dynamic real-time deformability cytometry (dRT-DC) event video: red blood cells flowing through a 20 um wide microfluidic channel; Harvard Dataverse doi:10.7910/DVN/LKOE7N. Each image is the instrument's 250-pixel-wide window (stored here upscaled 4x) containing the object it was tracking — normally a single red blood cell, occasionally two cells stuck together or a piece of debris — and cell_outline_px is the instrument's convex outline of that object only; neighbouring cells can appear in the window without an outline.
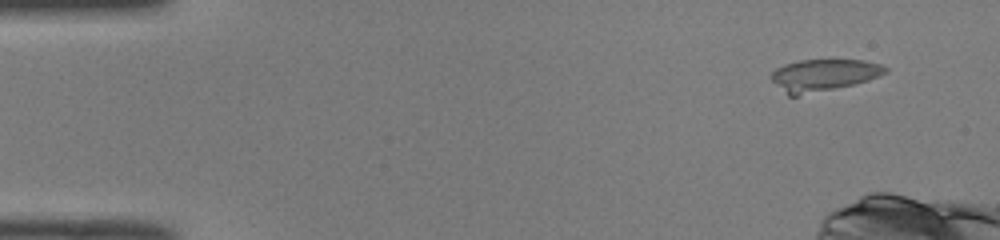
{"species": "common noctule bat (a hibernating species)", "species_latin": "Nyctalus noctula", "temperature_condition": "room temperature", "stored_images_in_passage": 38, "camera_frame_rate_fps": 3000, "um_per_image_px": 0.085, "animal": {"sex": "male", "body_mass_g": 19.0, "forearm_length_mm": 50.8}, "frame": {"image": 1, "passage_image": 1, "time_ms": 0.0, "image_size_px": [1000, 240], "cell_outline_px": [[888, 72], [880, 76], [868, 80], [852, 84], [796, 96], [788, 96], [768, 76], [776, 68], [784, 64], [800, 60], [864, 60], [880, 64], [888, 68]], "centroid_in_image_um": [69.99, 6.37], "position_along_channel_um": 15.0, "area_um2": 21.04}}